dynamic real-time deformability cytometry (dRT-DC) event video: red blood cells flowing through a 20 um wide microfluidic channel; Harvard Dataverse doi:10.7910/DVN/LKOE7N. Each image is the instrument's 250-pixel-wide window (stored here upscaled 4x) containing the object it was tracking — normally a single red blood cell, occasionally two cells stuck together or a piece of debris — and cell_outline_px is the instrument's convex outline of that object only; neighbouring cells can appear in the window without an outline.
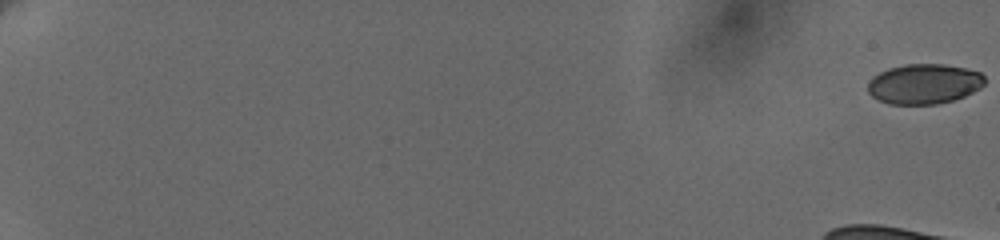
{"species": "human", "species_latin": "Homo sapiens", "temperature_condition": "cold", "stored_images_in_passage": 9, "camera_frame_rate_fps": 3000, "um_per_image_px": 0.085, "donor": {"sex": "female"}, "frame": {"image": 1, "passage_image": 1, "time_ms": 0.0, "image_size_px": [1000, 240], "cell_outline_px": [[984, 84], [980, 88], [964, 96], [952, 100], [936, 104], [888, 104], [872, 96], [868, 92], [868, 84], [872, 76], [888, 68], [904, 64], [944, 64], [964, 68], [980, 72], [984, 76]], "centroid_in_image_um": [78.53, 7.13], "position_along_channel_um": 6.5, "area_um2": 27.22}}